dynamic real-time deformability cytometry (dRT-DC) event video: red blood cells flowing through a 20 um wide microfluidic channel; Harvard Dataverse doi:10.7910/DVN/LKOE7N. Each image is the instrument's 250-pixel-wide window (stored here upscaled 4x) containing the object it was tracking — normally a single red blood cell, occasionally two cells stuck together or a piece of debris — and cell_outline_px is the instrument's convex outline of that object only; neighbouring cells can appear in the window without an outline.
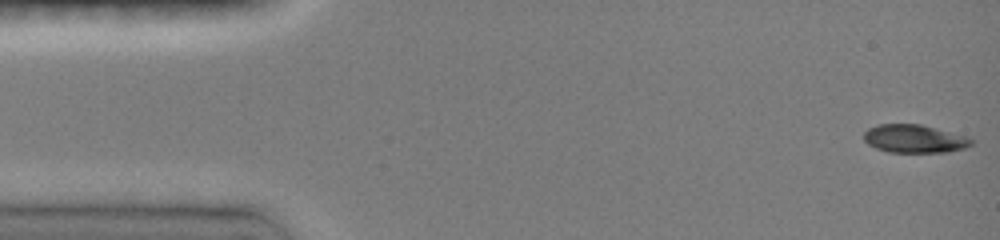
{"species": "common noctule bat (a hibernating species)", "species_latin": "Nyctalus noctula", "temperature_condition": "room temperature", "stored_images_in_passage": 46, "camera_frame_rate_fps": 3000, "um_per_image_px": 0.085, "animal": {"sex": "female", "body_mass_g": 19.0, "forearm_length_mm": 51.5}, "frame": {"image": 1, "passage_image": 1, "time_ms": 0.0, "image_size_px": [1000, 240], "cell_outline_px": [[972, 144], [964, 148], [948, 152], [888, 152], [876, 148], [868, 144], [864, 140], [864, 132], [868, 128], [880, 124], [920, 124], [964, 136], [972, 140]], "centroid_in_image_um": [77.68, 11.8], "position_along_channel_um": 7.3, "area_um2": 17.4}}
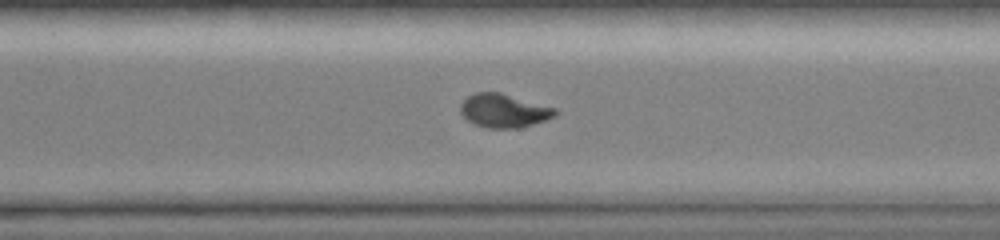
{"frame": {"image": 2, "passage_image": 33, "time_ms": 10.667, "image_size_px": [1000, 240], "cell_outline_px": [[556, 116], [520, 128], [488, 128], [476, 124], [468, 120], [460, 112], [460, 104], [468, 96], [476, 92], [500, 92], [556, 108]], "centroid_in_image_um": [42.82, 9.4], "position_along_channel_um": 327.8, "area_um2": 18.38}}
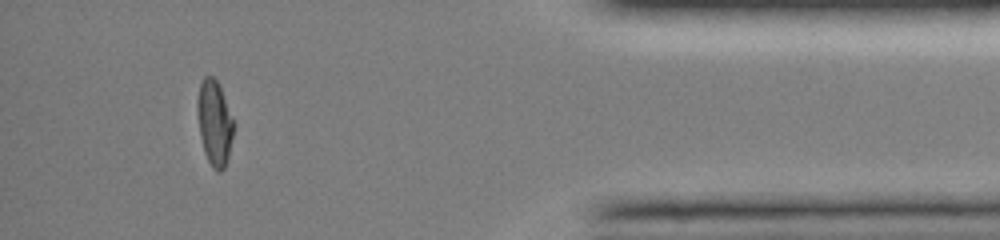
{"frame": {"image": 3, "passage_image": 42, "time_ms": 13.667, "image_size_px": [1000, 240], "cell_outline_px": [[236, 124], [228, 156], [224, 168], [220, 172], [212, 168], [204, 152], [200, 136], [196, 108], [196, 100], [200, 80], [204, 76], [212, 76], [216, 80], [220, 88]], "centroid_in_image_um": [18.22, 10.42], "position_along_channel_um": 417.0, "area_um2": 18.26}, "authors_computed_cell_mechanics": {"area_um2": 18.6116, "velocity_mm_per_s": 4.1442, "shape_relaxation_time_tau1_ms": 5.187, "shape_relaxation_time_tau2_ms": 2.4773, "deformation_change_tau1": 0.2231, "deformation_change_tau2": 0.0504}}